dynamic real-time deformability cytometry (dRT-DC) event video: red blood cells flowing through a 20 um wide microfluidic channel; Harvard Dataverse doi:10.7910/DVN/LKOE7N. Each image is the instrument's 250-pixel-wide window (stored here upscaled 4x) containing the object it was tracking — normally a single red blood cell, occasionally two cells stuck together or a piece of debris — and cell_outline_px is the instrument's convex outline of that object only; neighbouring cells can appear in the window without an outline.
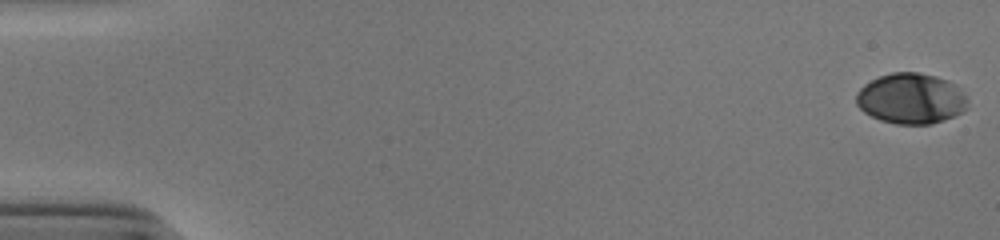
{"species": "human", "species_latin": "Homo sapiens", "temperature_condition": "cold", "stored_images_in_passage": 54, "camera_frame_rate_fps": 3000, "um_per_image_px": 0.085, "donor": {"sex": "male"}, "frame": {"image": 1, "passage_image": 1, "time_ms": 0.0, "image_size_px": [1000, 240], "cell_outline_px": [[968, 108], [964, 112], [944, 120], [932, 124], [896, 124], [880, 120], [864, 112], [856, 104], [856, 92], [864, 84], [880, 76], [892, 72], [916, 72], [936, 76], [948, 80], [956, 84], [968, 96]], "centroid_in_image_um": [77.48, 8.38], "position_along_channel_um": 7.5, "area_um2": 33.29}}
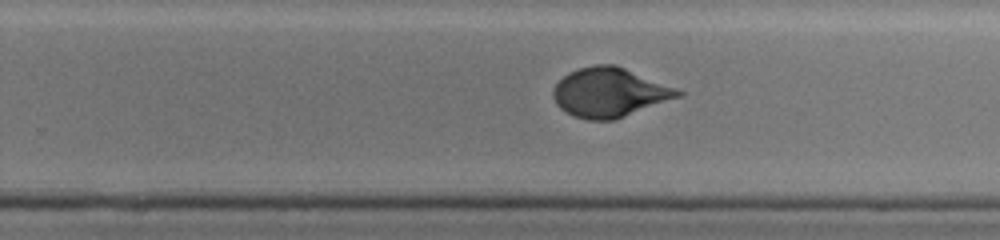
{"frame": {"image": 2, "passage_image": 35, "time_ms": 11.333, "image_size_px": [1000, 240], "cell_outline_px": [[684, 96], [616, 120], [588, 120], [572, 116], [560, 108], [556, 104], [552, 96], [552, 88], [568, 72], [580, 68], [596, 64], [616, 64], [676, 88], [684, 92]], "centroid_in_image_um": [51.83, 7.87], "position_along_channel_um": 278.0, "area_um2": 36.3}}
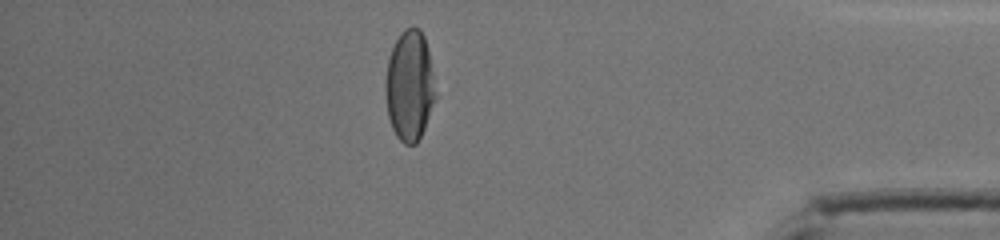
{"frame": {"image": 3, "passage_image": 47, "time_ms": 15.333, "image_size_px": [1000, 240], "cell_outline_px": [[436, 96], [424, 128], [416, 144], [404, 144], [396, 136], [392, 128], [388, 116], [384, 92], [384, 84], [388, 60], [392, 48], [400, 32], [404, 28], [412, 24], [420, 28], [424, 36], [428, 52], [432, 72]], "centroid_in_image_um": [34.78, 7.26], "position_along_channel_um": 400.4, "area_um2": 32.25}, "authors_computed_cell_mechanics": {"area_um2": 34.68, "velocity_mm_per_s": 3.8758, "shape_relaxation_time_tau1_ms": 5.5457, "shape_relaxation_time_tau2_ms": null, "deformation_change_tau1": 0.2106, "deformation_change_tau2": null}}